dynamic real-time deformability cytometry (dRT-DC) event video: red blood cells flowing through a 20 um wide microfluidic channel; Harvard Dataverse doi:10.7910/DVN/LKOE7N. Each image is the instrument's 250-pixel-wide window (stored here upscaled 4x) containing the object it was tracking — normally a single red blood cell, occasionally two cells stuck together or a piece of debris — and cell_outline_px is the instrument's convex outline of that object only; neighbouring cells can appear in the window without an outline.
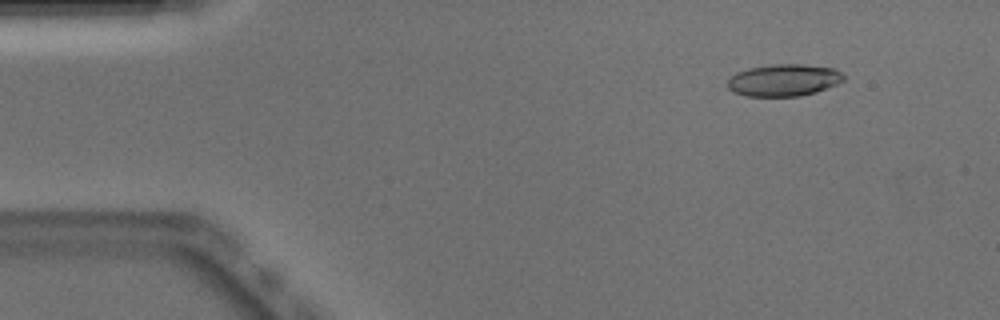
{"species": "Egyptian fruit bat (a non-hibernating species)", "species_latin": "Rousettus aegyptiacus", "temperature_condition": "warm", "stored_images_in_passage": 51, "camera_frame_rate_fps": 3000, "um_per_image_px": 0.085, "animal": {"sex": "male"}, "frame": {"image": 1, "passage_image": 6, "time_ms": 1.667, "image_size_px": [1000, 320], "cell_outline_px": [[844, 80], [836, 84], [816, 92], [800, 96], [748, 96], [732, 92], [728, 88], [728, 80], [736, 72], [748, 68], [772, 64], [804, 64], [832, 68], [840, 72], [844, 76]], "centroid_in_image_um": [66.6, 6.81], "position_along_channel_um": 18.4, "area_um2": 21.62}}
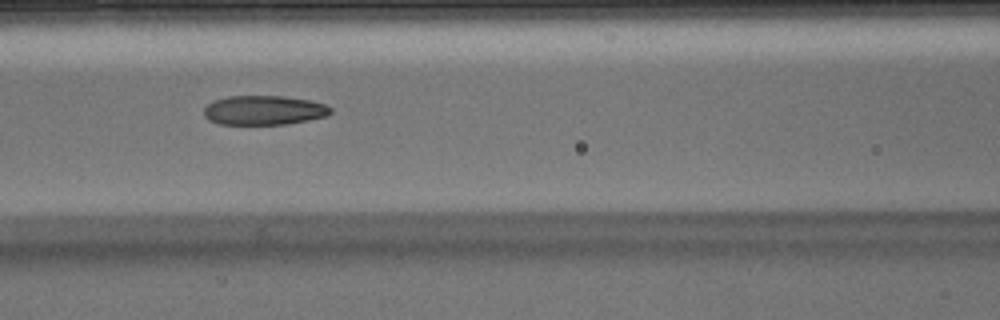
{"frame": {"image": 2, "passage_image": 22, "time_ms": 7.0, "image_size_px": [1000, 320], "cell_outline_px": [[332, 112], [328, 116], [308, 120], [284, 124], [220, 124], [208, 120], [204, 116], [204, 108], [212, 100], [228, 96], [284, 96], [308, 100], [324, 104], [332, 108]], "centroid_in_image_um": [22.42, 9.37], "position_along_channel_um": 144.2, "area_um2": 21.73}}
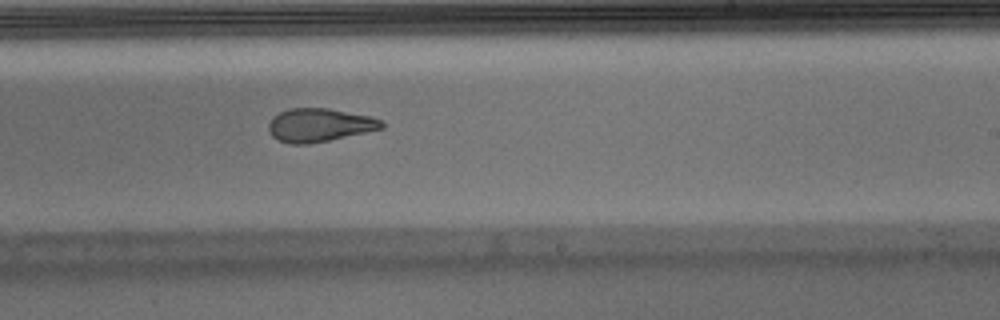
{"frame": {"image": 3, "passage_image": 31, "time_ms": 10.0, "image_size_px": [1000, 320], "cell_outline_px": [[384, 128], [328, 140], [308, 144], [292, 144], [280, 140], [272, 136], [268, 132], [268, 124], [272, 116], [288, 108], [328, 108], [368, 116], [384, 120]], "centroid_in_image_um": [27.12, 10.62], "position_along_channel_um": 261.9, "area_um2": 21.91}, "authors_computed_cell_mechanics": {"area_um2": 22.3108, "velocity_mm_per_s": 3.9301, "shape_relaxation_time_tau1_ms": null, "shape_relaxation_time_tau2_ms": 2.3006, "deformation_change_tau1": null, "deformation_change_tau2": 0.101}}